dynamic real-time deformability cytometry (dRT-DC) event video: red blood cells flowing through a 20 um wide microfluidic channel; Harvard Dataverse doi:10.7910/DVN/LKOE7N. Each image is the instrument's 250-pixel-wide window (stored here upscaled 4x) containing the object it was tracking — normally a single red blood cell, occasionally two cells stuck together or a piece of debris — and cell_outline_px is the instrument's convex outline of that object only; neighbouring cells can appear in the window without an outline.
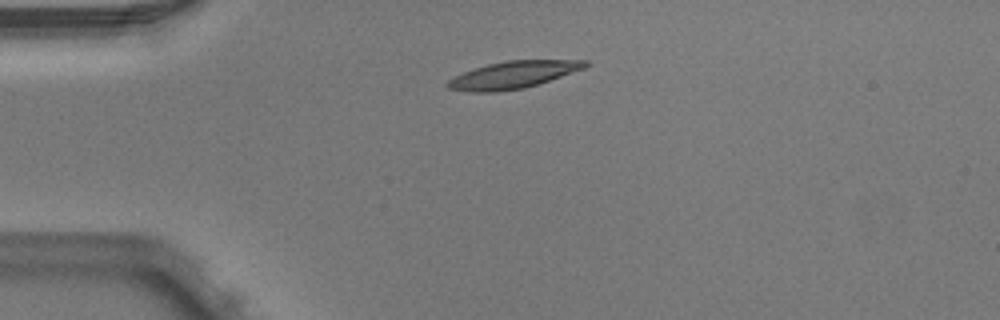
{"species": "Egyptian fruit bat (a non-hibernating species)", "species_latin": "Rousettus aegyptiacus", "temperature_condition": "warm", "stored_images_in_passage": 2, "camera_frame_rate_fps": 3000, "um_per_image_px": 0.085, "animal": {"sex": "male"}, "frame": {"image": 1, "passage_image": 1, "time_ms": 0.0, "image_size_px": [1000, 320], "cell_outline_px": [[588, 64], [584, 68], [524, 88], [496, 92], [472, 92], [448, 88], [444, 84], [448, 80], [464, 72], [488, 64], [508, 60], [588, 60]], "centroid_in_image_um": [43.57, 6.36], "position_along_channel_um": 41.4, "area_um2": 21.39}}